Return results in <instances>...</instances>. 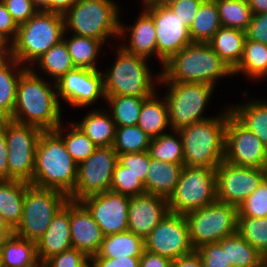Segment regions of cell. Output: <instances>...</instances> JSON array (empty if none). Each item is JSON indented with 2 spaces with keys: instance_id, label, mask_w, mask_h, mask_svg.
Here are the masks:
<instances>
[{
  "instance_id": "6da1fadb",
  "label": "cell",
  "mask_w": 267,
  "mask_h": 267,
  "mask_svg": "<svg viewBox=\"0 0 267 267\" xmlns=\"http://www.w3.org/2000/svg\"><path fill=\"white\" fill-rule=\"evenodd\" d=\"M33 69L26 68L18 80L16 104L10 119L43 131L55 130L62 122L56 82L54 85L46 82Z\"/></svg>"
},
{
  "instance_id": "7a4b0ae2",
  "label": "cell",
  "mask_w": 267,
  "mask_h": 267,
  "mask_svg": "<svg viewBox=\"0 0 267 267\" xmlns=\"http://www.w3.org/2000/svg\"><path fill=\"white\" fill-rule=\"evenodd\" d=\"M160 77L165 82L206 83L233 75V70L209 43L192 42L164 63Z\"/></svg>"
},
{
  "instance_id": "3957f363",
  "label": "cell",
  "mask_w": 267,
  "mask_h": 267,
  "mask_svg": "<svg viewBox=\"0 0 267 267\" xmlns=\"http://www.w3.org/2000/svg\"><path fill=\"white\" fill-rule=\"evenodd\" d=\"M77 163L62 138L54 131H42L36 147L33 179L39 188L56 189L69 196L76 185Z\"/></svg>"
},
{
  "instance_id": "277c9868",
  "label": "cell",
  "mask_w": 267,
  "mask_h": 267,
  "mask_svg": "<svg viewBox=\"0 0 267 267\" xmlns=\"http://www.w3.org/2000/svg\"><path fill=\"white\" fill-rule=\"evenodd\" d=\"M228 108L219 117H208L178 130L183 145L184 166L216 169L222 163L227 119L232 114Z\"/></svg>"
},
{
  "instance_id": "5b68a950",
  "label": "cell",
  "mask_w": 267,
  "mask_h": 267,
  "mask_svg": "<svg viewBox=\"0 0 267 267\" xmlns=\"http://www.w3.org/2000/svg\"><path fill=\"white\" fill-rule=\"evenodd\" d=\"M62 14L38 11L27 22L19 25L15 40L10 44V55L20 64L35 62L51 47L60 43L65 34Z\"/></svg>"
},
{
  "instance_id": "8992f818",
  "label": "cell",
  "mask_w": 267,
  "mask_h": 267,
  "mask_svg": "<svg viewBox=\"0 0 267 267\" xmlns=\"http://www.w3.org/2000/svg\"><path fill=\"white\" fill-rule=\"evenodd\" d=\"M118 6L112 0H78L63 14L65 32L101 40L119 37L120 16Z\"/></svg>"
},
{
  "instance_id": "52a82bcc",
  "label": "cell",
  "mask_w": 267,
  "mask_h": 267,
  "mask_svg": "<svg viewBox=\"0 0 267 267\" xmlns=\"http://www.w3.org/2000/svg\"><path fill=\"white\" fill-rule=\"evenodd\" d=\"M116 56L111 70L103 73L105 96L129 95L148 98L156 92L154 85L160 74L152 76L147 65L148 59L128 53L121 46L118 47Z\"/></svg>"
},
{
  "instance_id": "ba28073f",
  "label": "cell",
  "mask_w": 267,
  "mask_h": 267,
  "mask_svg": "<svg viewBox=\"0 0 267 267\" xmlns=\"http://www.w3.org/2000/svg\"><path fill=\"white\" fill-rule=\"evenodd\" d=\"M68 200V196L59 190L29 184L24 194L22 219L14 234L36 243L48 229L53 216Z\"/></svg>"
},
{
  "instance_id": "9c48e42d",
  "label": "cell",
  "mask_w": 267,
  "mask_h": 267,
  "mask_svg": "<svg viewBox=\"0 0 267 267\" xmlns=\"http://www.w3.org/2000/svg\"><path fill=\"white\" fill-rule=\"evenodd\" d=\"M216 200V169L190 166H183L175 190L167 199L169 211L183 215Z\"/></svg>"
},
{
  "instance_id": "30bf717a",
  "label": "cell",
  "mask_w": 267,
  "mask_h": 267,
  "mask_svg": "<svg viewBox=\"0 0 267 267\" xmlns=\"http://www.w3.org/2000/svg\"><path fill=\"white\" fill-rule=\"evenodd\" d=\"M168 87L164 98L168 106L170 129L179 130L196 122L208 119L203 117L214 86L206 83L165 82L161 77L157 81ZM162 82V83H161Z\"/></svg>"
},
{
  "instance_id": "8fae6325",
  "label": "cell",
  "mask_w": 267,
  "mask_h": 267,
  "mask_svg": "<svg viewBox=\"0 0 267 267\" xmlns=\"http://www.w3.org/2000/svg\"><path fill=\"white\" fill-rule=\"evenodd\" d=\"M192 246L219 242L237 232L238 207L215 201L185 214Z\"/></svg>"
},
{
  "instance_id": "7c38bea8",
  "label": "cell",
  "mask_w": 267,
  "mask_h": 267,
  "mask_svg": "<svg viewBox=\"0 0 267 267\" xmlns=\"http://www.w3.org/2000/svg\"><path fill=\"white\" fill-rule=\"evenodd\" d=\"M8 148L9 180L31 183L36 147L43 130L7 119L1 126Z\"/></svg>"
},
{
  "instance_id": "4fadbf2b",
  "label": "cell",
  "mask_w": 267,
  "mask_h": 267,
  "mask_svg": "<svg viewBox=\"0 0 267 267\" xmlns=\"http://www.w3.org/2000/svg\"><path fill=\"white\" fill-rule=\"evenodd\" d=\"M118 155L112 146L97 147L93 154L77 165L74 191L68 196L72 201L110 191L112 174Z\"/></svg>"
},
{
  "instance_id": "5bb4252c",
  "label": "cell",
  "mask_w": 267,
  "mask_h": 267,
  "mask_svg": "<svg viewBox=\"0 0 267 267\" xmlns=\"http://www.w3.org/2000/svg\"><path fill=\"white\" fill-rule=\"evenodd\" d=\"M144 250L172 261L194 252L185 215L169 212L144 238Z\"/></svg>"
},
{
  "instance_id": "9a60e30c",
  "label": "cell",
  "mask_w": 267,
  "mask_h": 267,
  "mask_svg": "<svg viewBox=\"0 0 267 267\" xmlns=\"http://www.w3.org/2000/svg\"><path fill=\"white\" fill-rule=\"evenodd\" d=\"M152 16L157 42V57L163 67L173 55L192 43L188 27L165 3L144 4Z\"/></svg>"
},
{
  "instance_id": "2e32d148",
  "label": "cell",
  "mask_w": 267,
  "mask_h": 267,
  "mask_svg": "<svg viewBox=\"0 0 267 267\" xmlns=\"http://www.w3.org/2000/svg\"><path fill=\"white\" fill-rule=\"evenodd\" d=\"M224 161L235 166L267 169V148L232 114L226 124Z\"/></svg>"
},
{
  "instance_id": "e0dca14e",
  "label": "cell",
  "mask_w": 267,
  "mask_h": 267,
  "mask_svg": "<svg viewBox=\"0 0 267 267\" xmlns=\"http://www.w3.org/2000/svg\"><path fill=\"white\" fill-rule=\"evenodd\" d=\"M267 178V169L222 161L216 168L217 201L239 206Z\"/></svg>"
},
{
  "instance_id": "ac0fdd59",
  "label": "cell",
  "mask_w": 267,
  "mask_h": 267,
  "mask_svg": "<svg viewBox=\"0 0 267 267\" xmlns=\"http://www.w3.org/2000/svg\"><path fill=\"white\" fill-rule=\"evenodd\" d=\"M80 202L91 213L104 236L128 230L129 196L105 191L87 196Z\"/></svg>"
},
{
  "instance_id": "d6986e66",
  "label": "cell",
  "mask_w": 267,
  "mask_h": 267,
  "mask_svg": "<svg viewBox=\"0 0 267 267\" xmlns=\"http://www.w3.org/2000/svg\"><path fill=\"white\" fill-rule=\"evenodd\" d=\"M57 97L74 107H86L98 98L105 100L103 73L99 70L75 68L56 81Z\"/></svg>"
},
{
  "instance_id": "ffe728a7",
  "label": "cell",
  "mask_w": 267,
  "mask_h": 267,
  "mask_svg": "<svg viewBox=\"0 0 267 267\" xmlns=\"http://www.w3.org/2000/svg\"><path fill=\"white\" fill-rule=\"evenodd\" d=\"M169 212L164 197L148 193L129 196L128 231L144 239Z\"/></svg>"
},
{
  "instance_id": "44dd1931",
  "label": "cell",
  "mask_w": 267,
  "mask_h": 267,
  "mask_svg": "<svg viewBox=\"0 0 267 267\" xmlns=\"http://www.w3.org/2000/svg\"><path fill=\"white\" fill-rule=\"evenodd\" d=\"M70 235L73 248L90 259L97 254L103 241L101 228L80 201L70 200Z\"/></svg>"
},
{
  "instance_id": "7402d4cb",
  "label": "cell",
  "mask_w": 267,
  "mask_h": 267,
  "mask_svg": "<svg viewBox=\"0 0 267 267\" xmlns=\"http://www.w3.org/2000/svg\"><path fill=\"white\" fill-rule=\"evenodd\" d=\"M73 248L70 235V199L57 211L52 221L36 242L41 265L49 258Z\"/></svg>"
},
{
  "instance_id": "603a6c76",
  "label": "cell",
  "mask_w": 267,
  "mask_h": 267,
  "mask_svg": "<svg viewBox=\"0 0 267 267\" xmlns=\"http://www.w3.org/2000/svg\"><path fill=\"white\" fill-rule=\"evenodd\" d=\"M134 23V25L126 27L120 24L119 38H127L128 32L127 34L125 32L127 29L131 30L129 44L122 43L120 46L126 52L146 59H149L153 54L157 56L156 33L152 16L143 8V11H141V14Z\"/></svg>"
},
{
  "instance_id": "cb8c5ba5",
  "label": "cell",
  "mask_w": 267,
  "mask_h": 267,
  "mask_svg": "<svg viewBox=\"0 0 267 267\" xmlns=\"http://www.w3.org/2000/svg\"><path fill=\"white\" fill-rule=\"evenodd\" d=\"M183 165L150 158L144 184L145 193L168 199L179 181Z\"/></svg>"
},
{
  "instance_id": "d4e9b609",
  "label": "cell",
  "mask_w": 267,
  "mask_h": 267,
  "mask_svg": "<svg viewBox=\"0 0 267 267\" xmlns=\"http://www.w3.org/2000/svg\"><path fill=\"white\" fill-rule=\"evenodd\" d=\"M22 66L11 55L0 59V112L7 119L12 117L15 108L18 80L27 68L26 64Z\"/></svg>"
},
{
  "instance_id": "484cf974",
  "label": "cell",
  "mask_w": 267,
  "mask_h": 267,
  "mask_svg": "<svg viewBox=\"0 0 267 267\" xmlns=\"http://www.w3.org/2000/svg\"><path fill=\"white\" fill-rule=\"evenodd\" d=\"M28 185L19 180H0V213L13 230L22 219L24 194Z\"/></svg>"
},
{
  "instance_id": "4316f807",
  "label": "cell",
  "mask_w": 267,
  "mask_h": 267,
  "mask_svg": "<svg viewBox=\"0 0 267 267\" xmlns=\"http://www.w3.org/2000/svg\"><path fill=\"white\" fill-rule=\"evenodd\" d=\"M1 267H41L36 243L11 235L0 249Z\"/></svg>"
},
{
  "instance_id": "83f0119b",
  "label": "cell",
  "mask_w": 267,
  "mask_h": 267,
  "mask_svg": "<svg viewBox=\"0 0 267 267\" xmlns=\"http://www.w3.org/2000/svg\"><path fill=\"white\" fill-rule=\"evenodd\" d=\"M245 40L244 31L221 26L208 43L233 70L242 58Z\"/></svg>"
},
{
  "instance_id": "f1b7e54d",
  "label": "cell",
  "mask_w": 267,
  "mask_h": 267,
  "mask_svg": "<svg viewBox=\"0 0 267 267\" xmlns=\"http://www.w3.org/2000/svg\"><path fill=\"white\" fill-rule=\"evenodd\" d=\"M157 93L146 98L141 106L137 126L149 137H159L170 127L168 106L165 98L157 99ZM156 96V97H155Z\"/></svg>"
},
{
  "instance_id": "f546056e",
  "label": "cell",
  "mask_w": 267,
  "mask_h": 267,
  "mask_svg": "<svg viewBox=\"0 0 267 267\" xmlns=\"http://www.w3.org/2000/svg\"><path fill=\"white\" fill-rule=\"evenodd\" d=\"M143 251L144 239L127 230L104 236L97 254L93 257H141Z\"/></svg>"
},
{
  "instance_id": "4dcf8cb0",
  "label": "cell",
  "mask_w": 267,
  "mask_h": 267,
  "mask_svg": "<svg viewBox=\"0 0 267 267\" xmlns=\"http://www.w3.org/2000/svg\"><path fill=\"white\" fill-rule=\"evenodd\" d=\"M97 147L112 146L115 139L116 125L107 112L92 110L75 123Z\"/></svg>"
},
{
  "instance_id": "1f68e13d",
  "label": "cell",
  "mask_w": 267,
  "mask_h": 267,
  "mask_svg": "<svg viewBox=\"0 0 267 267\" xmlns=\"http://www.w3.org/2000/svg\"><path fill=\"white\" fill-rule=\"evenodd\" d=\"M232 115L255 134L267 148V100H256L230 107Z\"/></svg>"
},
{
  "instance_id": "d6a6232c",
  "label": "cell",
  "mask_w": 267,
  "mask_h": 267,
  "mask_svg": "<svg viewBox=\"0 0 267 267\" xmlns=\"http://www.w3.org/2000/svg\"><path fill=\"white\" fill-rule=\"evenodd\" d=\"M221 27L215 0H204L189 28L192 42L208 43Z\"/></svg>"
},
{
  "instance_id": "836d02e7",
  "label": "cell",
  "mask_w": 267,
  "mask_h": 267,
  "mask_svg": "<svg viewBox=\"0 0 267 267\" xmlns=\"http://www.w3.org/2000/svg\"><path fill=\"white\" fill-rule=\"evenodd\" d=\"M240 72L254 80L267 77V44L245 40L242 58L233 75Z\"/></svg>"
},
{
  "instance_id": "e575fe53",
  "label": "cell",
  "mask_w": 267,
  "mask_h": 267,
  "mask_svg": "<svg viewBox=\"0 0 267 267\" xmlns=\"http://www.w3.org/2000/svg\"><path fill=\"white\" fill-rule=\"evenodd\" d=\"M63 41L66 43L75 68L98 70L95 63L98 52L104 44L101 40L72 35L67 39L64 36Z\"/></svg>"
},
{
  "instance_id": "d590c367",
  "label": "cell",
  "mask_w": 267,
  "mask_h": 267,
  "mask_svg": "<svg viewBox=\"0 0 267 267\" xmlns=\"http://www.w3.org/2000/svg\"><path fill=\"white\" fill-rule=\"evenodd\" d=\"M105 100L111 108L110 115L116 127L137 125L141 106L146 97L137 96H105ZM112 112V113H111Z\"/></svg>"
},
{
  "instance_id": "8d00e7d4",
  "label": "cell",
  "mask_w": 267,
  "mask_h": 267,
  "mask_svg": "<svg viewBox=\"0 0 267 267\" xmlns=\"http://www.w3.org/2000/svg\"><path fill=\"white\" fill-rule=\"evenodd\" d=\"M35 63L38 64L40 71L47 73L51 78L58 81L65 73L74 70L75 66L68 52L66 43H60L51 47Z\"/></svg>"
},
{
  "instance_id": "74e56055",
  "label": "cell",
  "mask_w": 267,
  "mask_h": 267,
  "mask_svg": "<svg viewBox=\"0 0 267 267\" xmlns=\"http://www.w3.org/2000/svg\"><path fill=\"white\" fill-rule=\"evenodd\" d=\"M173 133L174 135L165 133L159 137L152 138L147 152L151 158L184 166V153L180 133L178 130H173Z\"/></svg>"
},
{
  "instance_id": "f35d334b",
  "label": "cell",
  "mask_w": 267,
  "mask_h": 267,
  "mask_svg": "<svg viewBox=\"0 0 267 267\" xmlns=\"http://www.w3.org/2000/svg\"><path fill=\"white\" fill-rule=\"evenodd\" d=\"M221 26L246 31L252 18L247 0H215Z\"/></svg>"
},
{
  "instance_id": "ab89813d",
  "label": "cell",
  "mask_w": 267,
  "mask_h": 267,
  "mask_svg": "<svg viewBox=\"0 0 267 267\" xmlns=\"http://www.w3.org/2000/svg\"><path fill=\"white\" fill-rule=\"evenodd\" d=\"M69 128L71 129L63 134L61 123L54 131L62 138L72 159L79 164L93 154L97 146L75 123Z\"/></svg>"
},
{
  "instance_id": "60d3db41",
  "label": "cell",
  "mask_w": 267,
  "mask_h": 267,
  "mask_svg": "<svg viewBox=\"0 0 267 267\" xmlns=\"http://www.w3.org/2000/svg\"><path fill=\"white\" fill-rule=\"evenodd\" d=\"M151 139L152 138L137 125L116 127L115 139L112 147L117 155L144 152L148 151Z\"/></svg>"
},
{
  "instance_id": "b9f144b4",
  "label": "cell",
  "mask_w": 267,
  "mask_h": 267,
  "mask_svg": "<svg viewBox=\"0 0 267 267\" xmlns=\"http://www.w3.org/2000/svg\"><path fill=\"white\" fill-rule=\"evenodd\" d=\"M237 233L267 257V217H237Z\"/></svg>"
},
{
  "instance_id": "7bdbcfd3",
  "label": "cell",
  "mask_w": 267,
  "mask_h": 267,
  "mask_svg": "<svg viewBox=\"0 0 267 267\" xmlns=\"http://www.w3.org/2000/svg\"><path fill=\"white\" fill-rule=\"evenodd\" d=\"M227 257L232 267H253L265 258L237 232L227 236Z\"/></svg>"
},
{
  "instance_id": "ee69618b",
  "label": "cell",
  "mask_w": 267,
  "mask_h": 267,
  "mask_svg": "<svg viewBox=\"0 0 267 267\" xmlns=\"http://www.w3.org/2000/svg\"><path fill=\"white\" fill-rule=\"evenodd\" d=\"M110 191L127 196L145 194L143 182L118 161L112 174Z\"/></svg>"
},
{
  "instance_id": "f6af8a7d",
  "label": "cell",
  "mask_w": 267,
  "mask_h": 267,
  "mask_svg": "<svg viewBox=\"0 0 267 267\" xmlns=\"http://www.w3.org/2000/svg\"><path fill=\"white\" fill-rule=\"evenodd\" d=\"M238 217H267V178L238 206Z\"/></svg>"
},
{
  "instance_id": "bcb514c9",
  "label": "cell",
  "mask_w": 267,
  "mask_h": 267,
  "mask_svg": "<svg viewBox=\"0 0 267 267\" xmlns=\"http://www.w3.org/2000/svg\"><path fill=\"white\" fill-rule=\"evenodd\" d=\"M203 263V267H232L227 257V237L219 242L200 246L195 250Z\"/></svg>"
},
{
  "instance_id": "7dc6e473",
  "label": "cell",
  "mask_w": 267,
  "mask_h": 267,
  "mask_svg": "<svg viewBox=\"0 0 267 267\" xmlns=\"http://www.w3.org/2000/svg\"><path fill=\"white\" fill-rule=\"evenodd\" d=\"M90 258L76 248L47 259L41 267H89Z\"/></svg>"
},
{
  "instance_id": "c3c4849f",
  "label": "cell",
  "mask_w": 267,
  "mask_h": 267,
  "mask_svg": "<svg viewBox=\"0 0 267 267\" xmlns=\"http://www.w3.org/2000/svg\"><path fill=\"white\" fill-rule=\"evenodd\" d=\"M150 155L147 151L133 152L118 155V162L135 174L143 183L146 179L150 164Z\"/></svg>"
},
{
  "instance_id": "681fc988",
  "label": "cell",
  "mask_w": 267,
  "mask_h": 267,
  "mask_svg": "<svg viewBox=\"0 0 267 267\" xmlns=\"http://www.w3.org/2000/svg\"><path fill=\"white\" fill-rule=\"evenodd\" d=\"M203 1L204 0H167L165 4L172 9L189 29Z\"/></svg>"
},
{
  "instance_id": "f907efd6",
  "label": "cell",
  "mask_w": 267,
  "mask_h": 267,
  "mask_svg": "<svg viewBox=\"0 0 267 267\" xmlns=\"http://www.w3.org/2000/svg\"><path fill=\"white\" fill-rule=\"evenodd\" d=\"M2 2L18 26L38 12L31 0H2Z\"/></svg>"
},
{
  "instance_id": "816d5d0a",
  "label": "cell",
  "mask_w": 267,
  "mask_h": 267,
  "mask_svg": "<svg viewBox=\"0 0 267 267\" xmlns=\"http://www.w3.org/2000/svg\"><path fill=\"white\" fill-rule=\"evenodd\" d=\"M245 34L247 40L267 44V13L253 14Z\"/></svg>"
},
{
  "instance_id": "f5cc1de1",
  "label": "cell",
  "mask_w": 267,
  "mask_h": 267,
  "mask_svg": "<svg viewBox=\"0 0 267 267\" xmlns=\"http://www.w3.org/2000/svg\"><path fill=\"white\" fill-rule=\"evenodd\" d=\"M18 27L5 4L0 0V35L11 44L16 38Z\"/></svg>"
},
{
  "instance_id": "db71d44e",
  "label": "cell",
  "mask_w": 267,
  "mask_h": 267,
  "mask_svg": "<svg viewBox=\"0 0 267 267\" xmlns=\"http://www.w3.org/2000/svg\"><path fill=\"white\" fill-rule=\"evenodd\" d=\"M140 257H92L90 259L91 267H139Z\"/></svg>"
},
{
  "instance_id": "11a10c76",
  "label": "cell",
  "mask_w": 267,
  "mask_h": 267,
  "mask_svg": "<svg viewBox=\"0 0 267 267\" xmlns=\"http://www.w3.org/2000/svg\"><path fill=\"white\" fill-rule=\"evenodd\" d=\"M172 260L144 250L140 257L139 267H171Z\"/></svg>"
},
{
  "instance_id": "9f6ffc18",
  "label": "cell",
  "mask_w": 267,
  "mask_h": 267,
  "mask_svg": "<svg viewBox=\"0 0 267 267\" xmlns=\"http://www.w3.org/2000/svg\"><path fill=\"white\" fill-rule=\"evenodd\" d=\"M7 153H8V148L4 130L0 128V180H9Z\"/></svg>"
},
{
  "instance_id": "6f0895ef",
  "label": "cell",
  "mask_w": 267,
  "mask_h": 267,
  "mask_svg": "<svg viewBox=\"0 0 267 267\" xmlns=\"http://www.w3.org/2000/svg\"><path fill=\"white\" fill-rule=\"evenodd\" d=\"M171 267H203V263L199 254L194 251L191 254L173 260Z\"/></svg>"
},
{
  "instance_id": "680465c9",
  "label": "cell",
  "mask_w": 267,
  "mask_h": 267,
  "mask_svg": "<svg viewBox=\"0 0 267 267\" xmlns=\"http://www.w3.org/2000/svg\"><path fill=\"white\" fill-rule=\"evenodd\" d=\"M78 0H50V12L64 14L67 12Z\"/></svg>"
},
{
  "instance_id": "91938a15",
  "label": "cell",
  "mask_w": 267,
  "mask_h": 267,
  "mask_svg": "<svg viewBox=\"0 0 267 267\" xmlns=\"http://www.w3.org/2000/svg\"><path fill=\"white\" fill-rule=\"evenodd\" d=\"M252 14L267 13V0H247Z\"/></svg>"
},
{
  "instance_id": "94428289",
  "label": "cell",
  "mask_w": 267,
  "mask_h": 267,
  "mask_svg": "<svg viewBox=\"0 0 267 267\" xmlns=\"http://www.w3.org/2000/svg\"><path fill=\"white\" fill-rule=\"evenodd\" d=\"M14 234V230L9 225H0V249L4 242Z\"/></svg>"
},
{
  "instance_id": "6125c7cd",
  "label": "cell",
  "mask_w": 267,
  "mask_h": 267,
  "mask_svg": "<svg viewBox=\"0 0 267 267\" xmlns=\"http://www.w3.org/2000/svg\"><path fill=\"white\" fill-rule=\"evenodd\" d=\"M10 55V44L0 35V59Z\"/></svg>"
},
{
  "instance_id": "be15d7a7",
  "label": "cell",
  "mask_w": 267,
  "mask_h": 267,
  "mask_svg": "<svg viewBox=\"0 0 267 267\" xmlns=\"http://www.w3.org/2000/svg\"><path fill=\"white\" fill-rule=\"evenodd\" d=\"M38 11L50 12V0H31Z\"/></svg>"
},
{
  "instance_id": "e7e4bbea",
  "label": "cell",
  "mask_w": 267,
  "mask_h": 267,
  "mask_svg": "<svg viewBox=\"0 0 267 267\" xmlns=\"http://www.w3.org/2000/svg\"><path fill=\"white\" fill-rule=\"evenodd\" d=\"M167 0H143L144 4L165 3Z\"/></svg>"
},
{
  "instance_id": "03108f58",
  "label": "cell",
  "mask_w": 267,
  "mask_h": 267,
  "mask_svg": "<svg viewBox=\"0 0 267 267\" xmlns=\"http://www.w3.org/2000/svg\"><path fill=\"white\" fill-rule=\"evenodd\" d=\"M253 267H267V259L264 258L263 260H261L257 265L253 266Z\"/></svg>"
},
{
  "instance_id": "003e7915",
  "label": "cell",
  "mask_w": 267,
  "mask_h": 267,
  "mask_svg": "<svg viewBox=\"0 0 267 267\" xmlns=\"http://www.w3.org/2000/svg\"><path fill=\"white\" fill-rule=\"evenodd\" d=\"M7 118L0 112V128L5 123Z\"/></svg>"
},
{
  "instance_id": "a7ac6f4b",
  "label": "cell",
  "mask_w": 267,
  "mask_h": 267,
  "mask_svg": "<svg viewBox=\"0 0 267 267\" xmlns=\"http://www.w3.org/2000/svg\"><path fill=\"white\" fill-rule=\"evenodd\" d=\"M0 225H8L1 213H0Z\"/></svg>"
}]
</instances>
